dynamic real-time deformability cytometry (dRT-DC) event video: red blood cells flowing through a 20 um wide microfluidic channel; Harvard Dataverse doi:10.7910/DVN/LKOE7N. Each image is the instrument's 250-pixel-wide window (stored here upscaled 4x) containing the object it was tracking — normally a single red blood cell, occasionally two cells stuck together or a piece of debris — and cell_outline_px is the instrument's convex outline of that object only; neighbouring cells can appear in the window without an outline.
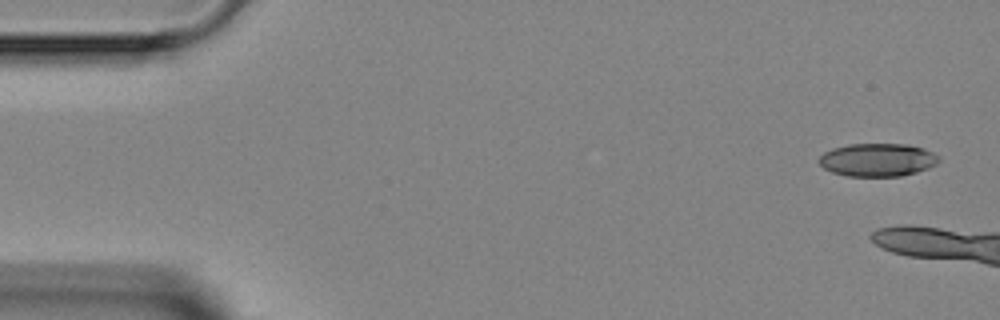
{"species": "Egyptian fruit bat (a non-hibernating species)", "species_latin": "Rousettus aegyptiacus", "temperature_condition": "room temperature", "stored_images_in_passage": 9, "camera_frame_rate_fps": 3000, "um_per_image_px": 0.085, "animal": {"sex": "female"}, "frame": {"image": 1, "passage_image": 1, "time_ms": 0.0, "image_size_px": [1000, 320], "cell_outline_px": [[940, 160], [936, 164], [928, 168], [916, 172], [900, 176], [848, 176], [832, 172], [824, 168], [816, 160], [824, 152], [832, 148], [848, 144], [904, 144], [924, 148], [940, 156]], "centroid_in_image_um": [74.58, 13.58], "position_along_channel_um": 10.4, "area_um2": 23.18}}
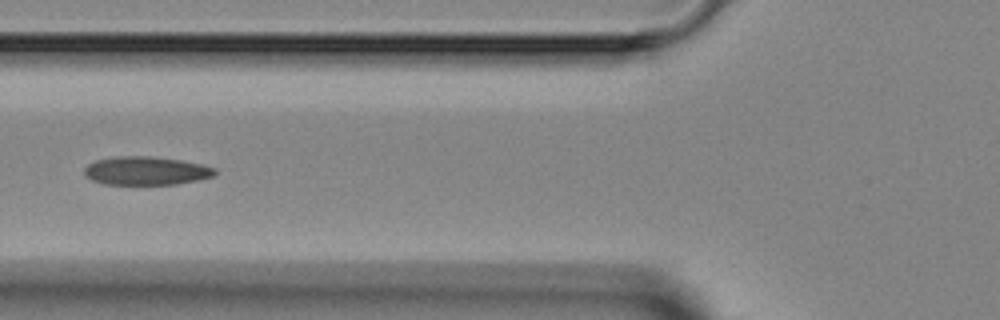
{"frame": {"image": 2, "passage_image": 7, "time_ms": 7.0, "image_size_px": [1000, 320], "cell_outline_px": [[216, 172], [212, 176], [196, 180], [176, 184], [104, 184], [92, 180], [84, 176], [84, 168], [88, 164], [96, 160], [116, 156], [152, 156], [180, 160], [200, 164], [216, 168]], "centroid_in_image_um": [12.37, 14.51], "position_along_channel_um": 113.4, "area_um2": 21.56}}
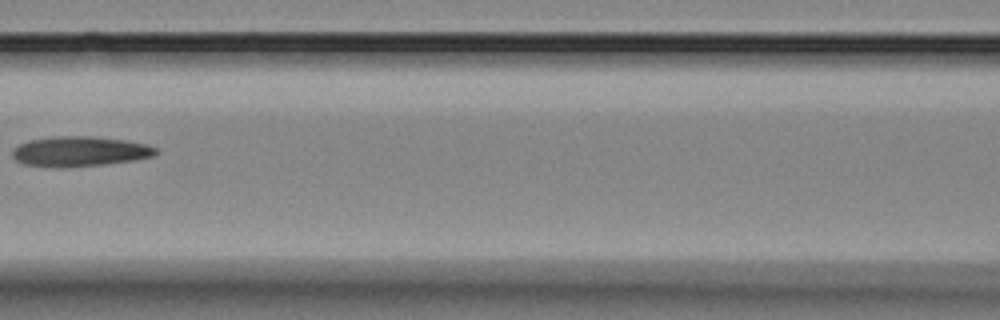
{"frame": {"image": 3, "passage_image": 9, "time_ms": 11.667, "image_size_px": [1000, 320], "cell_outline_px": [[160, 152], [156, 156], [136, 160], [100, 164], [24, 164], [16, 160], [12, 156], [12, 152], [20, 144], [28, 140], [52, 136], [96, 136], [128, 140], [148, 144], [156, 148]], "centroid_in_image_um": [6.91, 12.8], "position_along_channel_um": 159.7, "area_um2": 24.28}}